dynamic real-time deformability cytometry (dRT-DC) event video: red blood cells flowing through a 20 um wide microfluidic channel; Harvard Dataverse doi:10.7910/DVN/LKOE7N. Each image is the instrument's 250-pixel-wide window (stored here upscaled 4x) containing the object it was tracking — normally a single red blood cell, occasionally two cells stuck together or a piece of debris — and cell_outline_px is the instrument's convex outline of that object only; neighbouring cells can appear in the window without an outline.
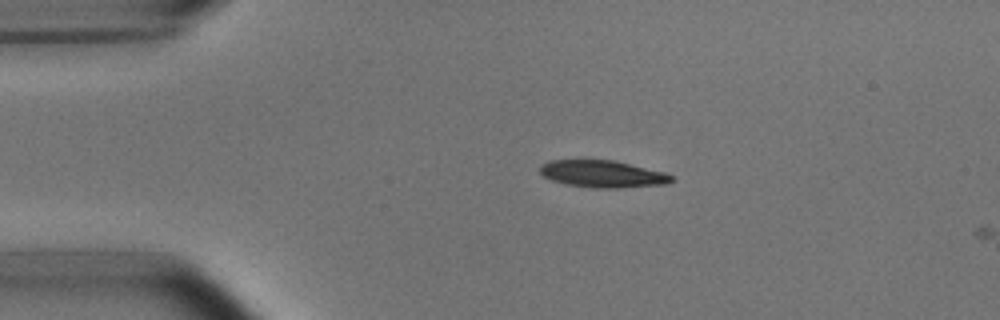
{"species": "common noctule bat (a hibernating species)", "species_latin": "Nyctalus noctula", "temperature_condition": "room temperature", "stored_images_in_passage": 2, "camera_frame_rate_fps": 3000, "um_per_image_px": 0.085, "animal": {"sex": "male", "body_mass_g": 15.6}, "frame": {"image": 1, "passage_image": 1, "time_ms": 0.0, "image_size_px": [1000, 320], "cell_outline_px": [[676, 180], [668, 184], [616, 188], [596, 188], [568, 184], [552, 180], [544, 176], [540, 172], [540, 164], [548, 160], [612, 160], [664, 172], [672, 176]], "centroid_in_image_um": [51.23, 14.78], "position_along_channel_um": 33.8, "area_um2": 20.63}}